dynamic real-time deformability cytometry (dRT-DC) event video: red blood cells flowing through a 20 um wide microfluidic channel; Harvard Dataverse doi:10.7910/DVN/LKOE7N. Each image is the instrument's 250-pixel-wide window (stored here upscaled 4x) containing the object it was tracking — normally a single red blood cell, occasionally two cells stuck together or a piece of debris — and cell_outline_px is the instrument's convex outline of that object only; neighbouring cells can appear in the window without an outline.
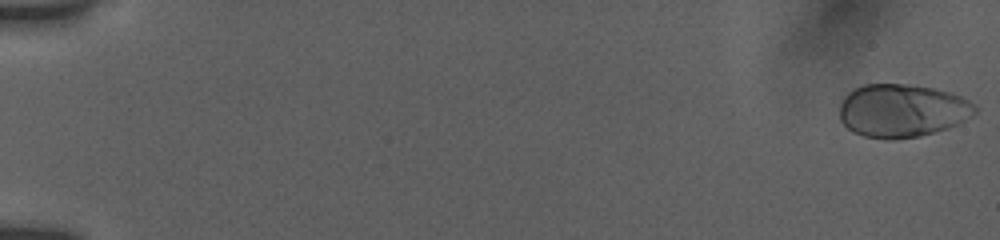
{"species": "human", "species_latin": "Homo sapiens", "temperature_condition": "room temperature", "stored_images_in_passage": 11, "camera_frame_rate_fps": 3000, "um_per_image_px": 0.085, "donor": {"sex": "female"}, "frame": {"image": 1, "passage_image": 1, "time_ms": 0.0, "image_size_px": [1000, 240], "cell_outline_px": [[976, 112], [972, 116], [948, 128], [920, 136], [896, 140], [884, 140], [864, 136], [852, 132], [840, 120], [840, 104], [844, 96], [848, 92], [864, 84], [908, 84], [932, 88], [952, 92], [968, 100], [976, 108]], "centroid_in_image_um": [76.66, 9.41], "position_along_channel_um": 8.3, "area_um2": 42.19}}
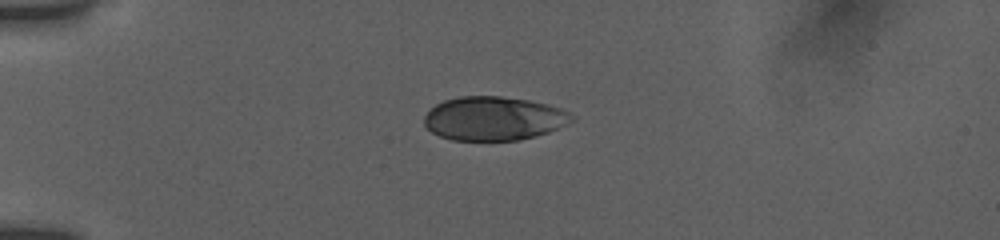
{"frame": {"image": 2, "passage_image": 8, "time_ms": 4.667, "image_size_px": [1000, 240], "cell_outline_px": [[572, 120], [548, 132], [536, 136], [516, 140], [452, 140], [440, 136], [432, 132], [424, 124], [424, 116], [436, 104], [444, 100], [460, 96], [500, 96], [528, 100], [548, 104], [560, 108], [568, 112], [572, 116]], "centroid_in_image_um": [41.93, 10.06], "position_along_channel_um": 43.1, "area_um2": 37.34}}
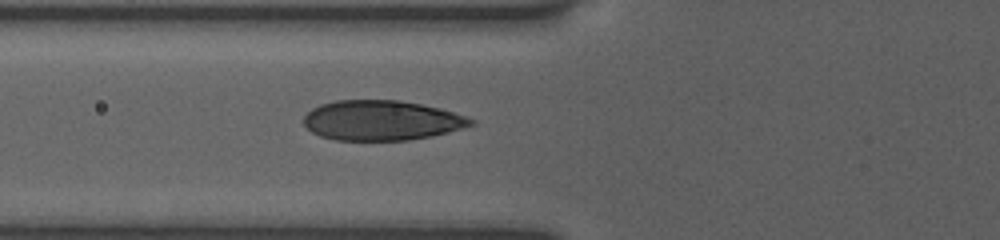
{"frame": {"image": 3, "passage_image": 11, "time_ms": 7.0, "image_size_px": [1000, 240], "cell_outline_px": [[476, 124], [448, 132], [432, 136], [408, 140], [336, 140], [320, 136], [312, 132], [304, 124], [304, 116], [312, 108], [320, 104], [336, 100], [400, 100], [440, 108], [476, 120]], "centroid_in_image_um": [32.43, 10.23], "position_along_channel_um": 93.4, "area_um2": 38.9}}